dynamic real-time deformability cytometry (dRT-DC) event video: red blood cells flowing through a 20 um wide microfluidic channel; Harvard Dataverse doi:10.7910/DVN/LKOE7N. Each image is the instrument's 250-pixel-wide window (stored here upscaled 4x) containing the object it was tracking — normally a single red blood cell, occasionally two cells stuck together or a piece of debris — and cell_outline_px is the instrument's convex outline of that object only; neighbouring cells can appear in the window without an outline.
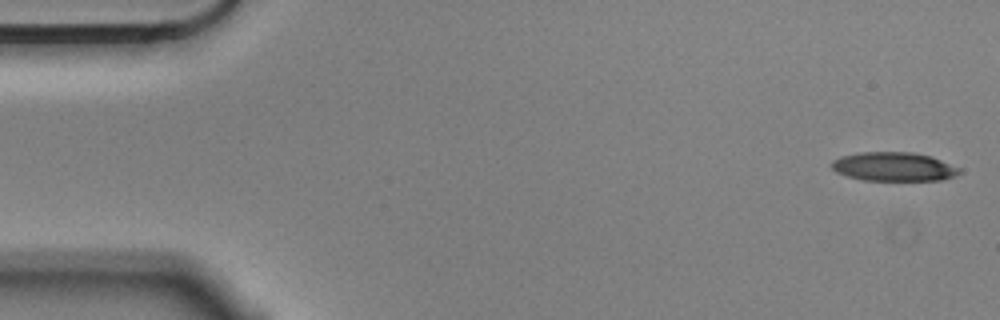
{"species": "Egyptian fruit bat (a non-hibernating species)", "species_latin": "Rousettus aegyptiacus", "temperature_condition": "cold", "stored_images_in_passage": 5, "camera_frame_rate_fps": 3000, "um_per_image_px": 0.085, "animal": {"sex": "male"}, "frame": {"image": 1, "passage_image": 1, "time_ms": 0.0, "image_size_px": [1000, 320], "cell_outline_px": [[960, 172], [952, 176], [940, 180], [864, 180], [848, 176], [836, 172], [828, 164], [832, 160], [840, 156], [860, 152], [912, 152], [932, 156], [960, 168]], "centroid_in_image_um": [75.92, 14.15], "position_along_channel_um": 9.1, "area_um2": 21.5}}
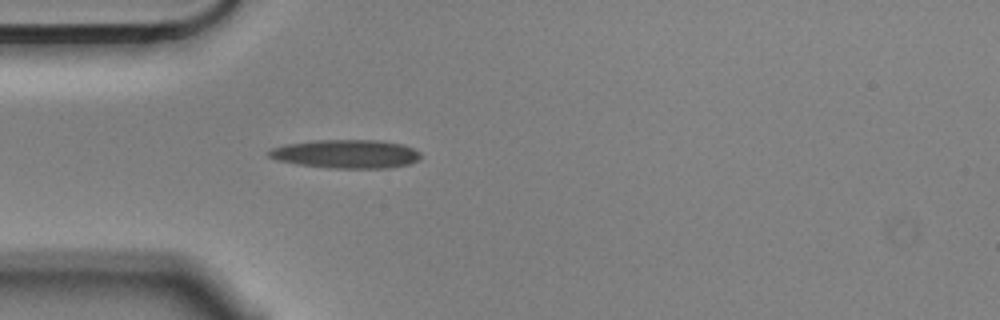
{"frame": {"image": 2, "passage_image": 5, "time_ms": 1.333, "image_size_px": [1000, 320], "cell_outline_px": [[420, 160], [408, 164], [388, 168], [328, 168], [296, 164], [276, 160], [268, 156], [268, 152], [272, 148], [284, 144], [316, 140], [380, 140], [404, 144], [420, 152]], "centroid_in_image_um": [29.42, 13.08], "position_along_channel_um": 55.6, "area_um2": 25.49}}